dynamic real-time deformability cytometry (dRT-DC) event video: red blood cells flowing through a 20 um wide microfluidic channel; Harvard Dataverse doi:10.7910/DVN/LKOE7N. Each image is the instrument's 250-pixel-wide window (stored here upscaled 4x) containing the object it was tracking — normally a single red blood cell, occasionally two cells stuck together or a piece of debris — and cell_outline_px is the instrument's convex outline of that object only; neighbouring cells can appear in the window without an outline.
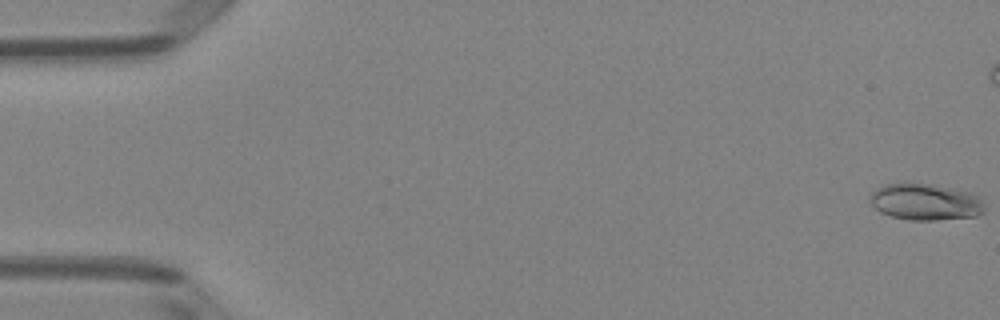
{"species": "Egyptian fruit bat (a non-hibernating species)", "species_latin": "Rousettus aegyptiacus", "temperature_condition": "room temperature", "stored_images_in_passage": 6, "camera_frame_rate_fps": 3000, "um_per_image_px": 0.085, "animal": {"sex": "female"}, "frame": {"image": 1, "passage_image": 1, "time_ms": 0.0, "image_size_px": [1000, 320], "cell_outline_px": [[984, 212], [976, 216], [936, 220], [908, 220], [892, 216], [880, 212], [868, 200], [872, 192], [888, 184], [900, 180], [932, 184], [968, 192], [976, 196], [984, 204]], "centroid_in_image_um": [78.62, 17.14], "position_along_channel_um": 6.4, "area_um2": 24.57}}